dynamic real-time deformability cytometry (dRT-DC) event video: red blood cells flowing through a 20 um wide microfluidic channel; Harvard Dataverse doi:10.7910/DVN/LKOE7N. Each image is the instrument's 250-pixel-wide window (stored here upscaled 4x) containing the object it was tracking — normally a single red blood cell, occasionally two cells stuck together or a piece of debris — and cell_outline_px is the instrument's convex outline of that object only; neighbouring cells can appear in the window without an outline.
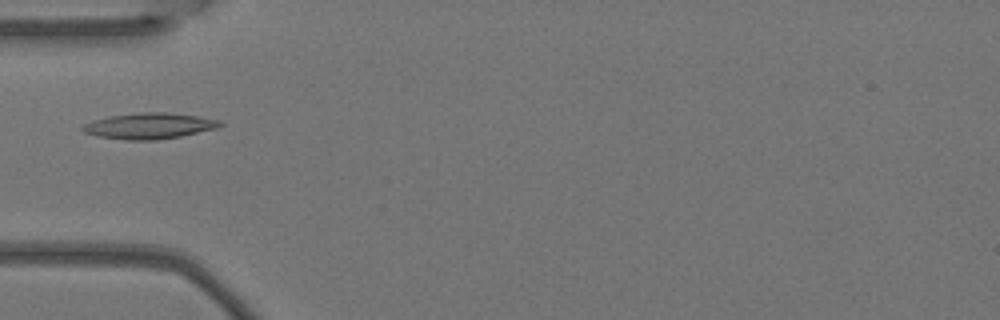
{"species": "Egyptian fruit bat (a non-hibernating species)", "species_latin": "Rousettus aegyptiacus", "temperature_condition": "warm", "stored_images_in_passage": 5, "camera_frame_rate_fps": 3000, "um_per_image_px": 0.085, "animal": {"sex": "female"}, "frame": {"image": 1, "passage_image": 5, "time_ms": 1.333, "image_size_px": [1000, 320], "cell_outline_px": [[224, 124], [216, 128], [180, 136], [156, 140], [124, 140], [96, 136], [84, 132], [80, 128], [84, 124], [92, 120], [108, 116], [140, 112], [164, 112], [196, 116], [220, 120]], "centroid_in_image_um": [12.63, 10.7], "position_along_channel_um": 72.4, "area_um2": 20.75}}